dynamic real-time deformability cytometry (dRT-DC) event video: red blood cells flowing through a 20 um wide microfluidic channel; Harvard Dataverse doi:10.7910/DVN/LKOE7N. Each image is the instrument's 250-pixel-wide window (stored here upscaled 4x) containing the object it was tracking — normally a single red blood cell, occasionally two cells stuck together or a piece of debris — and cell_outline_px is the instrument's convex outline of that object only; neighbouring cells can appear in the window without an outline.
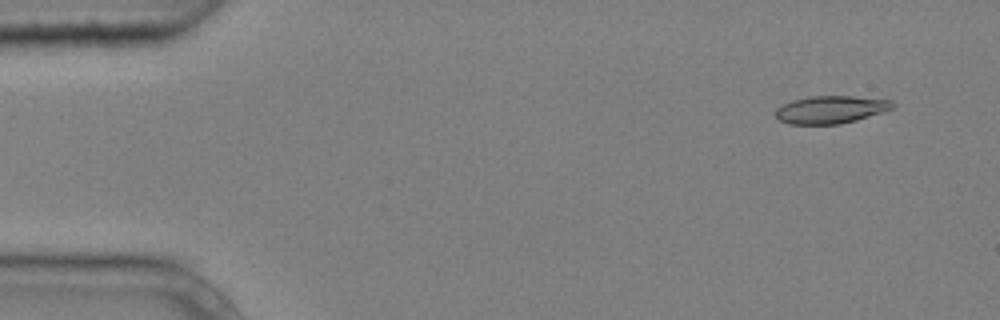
{"species": "common noctule bat (a hibernating species)", "species_latin": "Nyctalus noctula", "temperature_condition": "cold", "stored_images_in_passage": 4, "camera_frame_rate_fps": 3000, "um_per_image_px": 0.085, "animal": {"sex": "male", "body_mass_g": 20.4}, "frame": {"image": 1, "passage_image": 1, "time_ms": 0.0, "image_size_px": [1000, 320], "cell_outline_px": [[896, 104], [892, 108], [884, 112], [856, 120], [840, 124], [788, 124], [776, 120], [776, 108], [792, 100], [808, 96], [852, 96], [892, 100]], "centroid_in_image_um": [70.61, 9.31], "position_along_channel_um": 14.4, "area_um2": 19.02}}
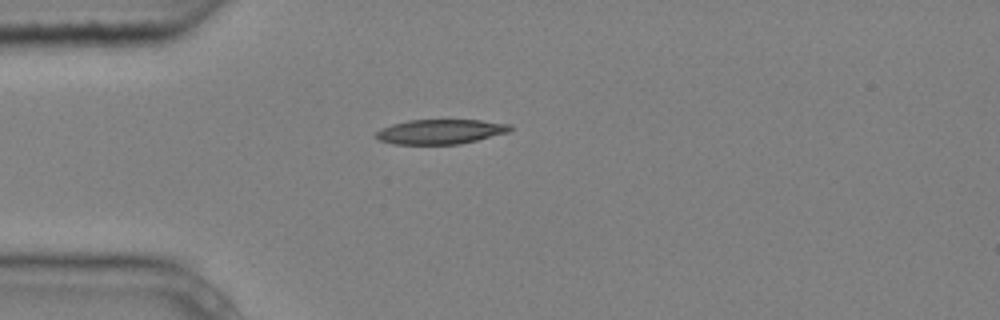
{"frame": {"image": 2, "passage_image": 4, "time_ms": 1.0, "image_size_px": [1000, 320], "cell_outline_px": [[512, 128], [508, 132], [460, 144], [396, 144], [380, 140], [376, 136], [376, 132], [392, 124], [408, 120], [480, 120], [512, 124]], "centroid_in_image_um": [37.47, 11.18], "position_along_channel_um": 47.5, "area_um2": 19.07}}